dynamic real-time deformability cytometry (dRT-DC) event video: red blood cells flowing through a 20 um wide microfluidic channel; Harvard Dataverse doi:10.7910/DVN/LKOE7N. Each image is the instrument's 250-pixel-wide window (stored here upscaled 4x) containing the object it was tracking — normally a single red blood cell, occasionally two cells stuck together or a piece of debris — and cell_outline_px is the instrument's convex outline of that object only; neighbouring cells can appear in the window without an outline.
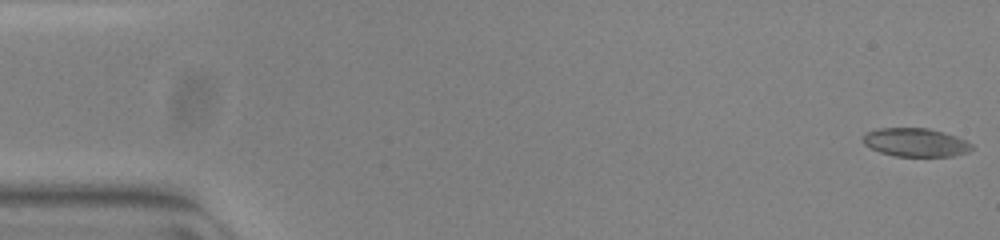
{"species": "common noctule bat (a hibernating species)", "species_latin": "Nyctalus noctula", "temperature_condition": "warm", "stored_images_in_passage": 53, "camera_frame_rate_fps": 3000, "um_per_image_px": 0.085, "animal": {"sex": "female", "body_mass_g": 23.0, "forearm_length_mm": 53.4}, "frame": {"image": 1, "passage_image": 1, "time_ms": 0.0, "image_size_px": [1000, 240], "cell_outline_px": [[976, 148], [968, 152], [952, 156], [896, 156], [880, 152], [864, 144], [864, 136], [868, 132], [880, 128], [928, 128], [944, 132], [956, 136], [972, 144]], "centroid_in_image_um": [77.88, 12.11], "position_along_channel_um": 7.1, "area_um2": 17.92}}
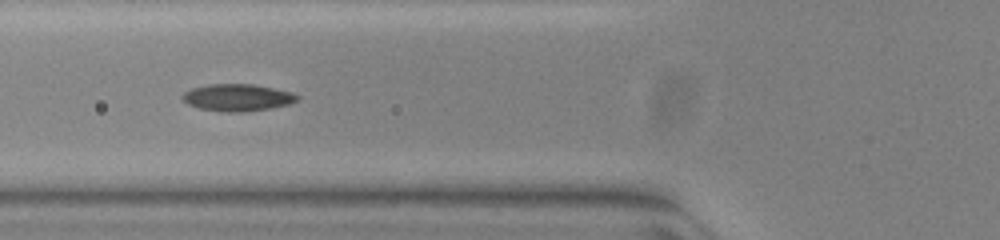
{"frame": {"image": 2, "passage_image": 20, "time_ms": 6.333, "image_size_px": [1000, 240], "cell_outline_px": [[300, 96], [296, 100], [288, 104], [272, 108], [240, 112], [228, 112], [200, 108], [188, 104], [180, 96], [184, 92], [192, 88], [208, 84], [252, 84], [292, 92]], "centroid_in_image_um": [20.17, 8.28], "position_along_channel_um": 105.6, "area_um2": 17.92}}
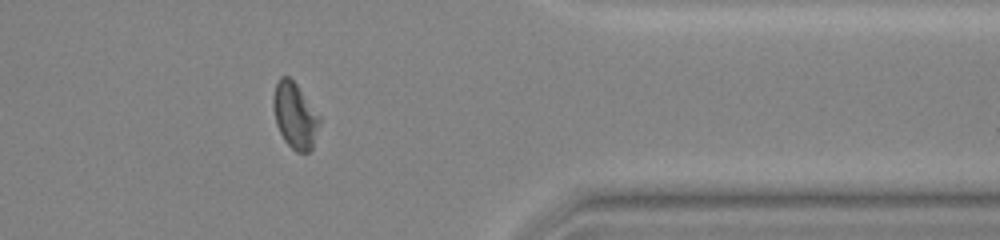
{"frame": {"image": 3, "passage_image": 43, "time_ms": 14.0, "image_size_px": [1000, 240], "cell_outline_px": [[320, 120], [312, 148], [308, 152], [296, 152], [284, 140], [276, 124], [272, 108], [272, 96], [276, 84], [280, 76], [288, 76], [296, 84], [320, 116]], "centroid_in_image_um": [25.04, 9.81], "position_along_channel_um": 386.4, "area_um2": 17.63}, "authors_computed_cell_mechanics": {"area_um2": 17.629, "velocity_mm_per_s": 3.8873, "shape_relaxation_time_tau1_ms": 4.2204, "shape_relaxation_time_tau2_ms": 2.1024, "deformation_change_tau1": 0.1299, "deformation_change_tau2": 0.0814}}